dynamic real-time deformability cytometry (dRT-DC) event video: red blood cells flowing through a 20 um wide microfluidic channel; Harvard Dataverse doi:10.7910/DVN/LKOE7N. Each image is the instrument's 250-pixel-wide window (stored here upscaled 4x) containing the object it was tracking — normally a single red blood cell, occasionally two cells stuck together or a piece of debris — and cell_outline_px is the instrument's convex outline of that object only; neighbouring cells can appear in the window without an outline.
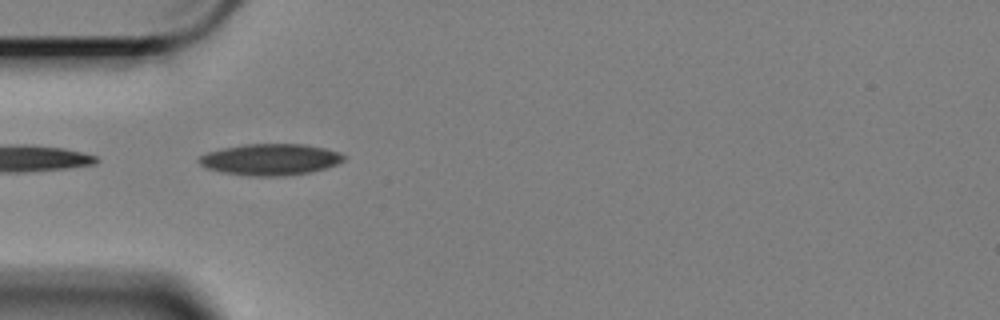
{"species": "Egyptian fruit bat (a non-hibernating species)", "species_latin": "Rousettus aegyptiacus", "temperature_condition": "cold", "stored_images_in_passage": 18, "camera_frame_rate_fps": 3000, "um_per_image_px": 0.085, "animal": {"sex": "female"}, "frame": {"image": 1, "passage_image": 1, "time_ms": 0.0, "image_size_px": [1000, 320], "cell_outline_px": [[348, 156], [344, 160], [336, 164], [312, 172], [284, 176], [248, 176], [220, 172], [204, 168], [196, 160], [200, 156], [208, 152], [224, 148], [248, 144], [304, 144], [324, 148], [340, 152]], "centroid_in_image_um": [22.97, 13.56], "position_along_channel_um": 62.0, "area_um2": 26.65}}
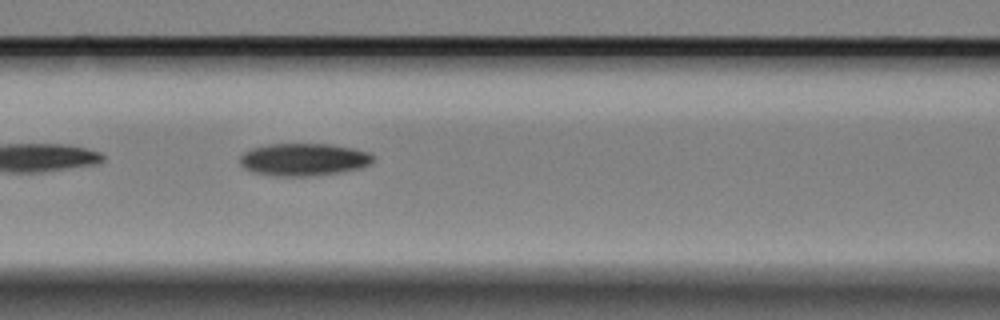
{"frame": {"image": 2, "passage_image": 8, "time_ms": 2.333, "image_size_px": [1000, 320], "cell_outline_px": [[376, 160], [372, 164], [360, 168], [336, 172], [308, 176], [272, 176], [252, 172], [244, 168], [240, 164], [240, 156], [244, 152], [252, 148], [272, 144], [332, 144], [352, 148], [368, 152], [376, 156]], "centroid_in_image_um": [25.83, 13.56], "position_along_channel_um": 140.8, "area_um2": 25.32}}